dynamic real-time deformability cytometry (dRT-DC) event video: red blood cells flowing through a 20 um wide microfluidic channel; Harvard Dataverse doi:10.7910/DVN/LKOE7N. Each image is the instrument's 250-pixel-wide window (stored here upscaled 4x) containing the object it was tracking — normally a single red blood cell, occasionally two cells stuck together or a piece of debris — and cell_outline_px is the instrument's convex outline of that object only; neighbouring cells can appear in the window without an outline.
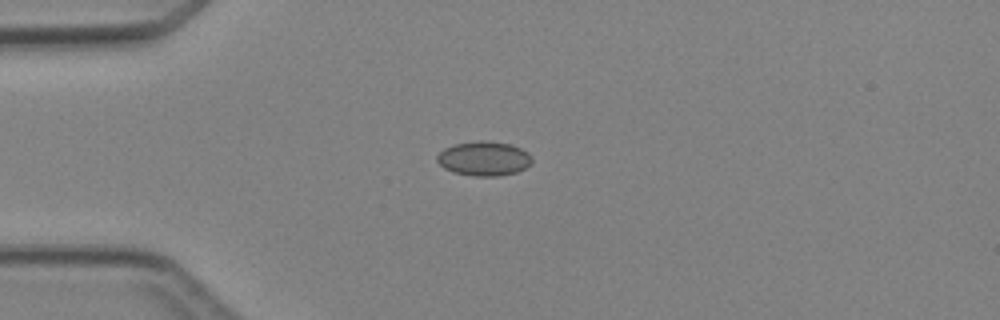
{"species": "Egyptian fruit bat (a non-hibernating species)", "species_latin": "Rousettus aegyptiacus", "temperature_condition": "cold", "stored_images_in_passage": 4, "camera_frame_rate_fps": 3000, "um_per_image_px": 0.085, "animal": {"sex": "female"}, "frame": {"image": 1, "passage_image": 3, "time_ms": 3.0, "image_size_px": [1000, 320], "cell_outline_px": [[532, 164], [516, 172], [500, 176], [476, 176], [452, 172], [444, 168], [436, 160], [436, 156], [444, 148], [456, 144], [480, 140], [488, 140], [512, 144], [528, 152], [532, 156]], "centroid_in_image_um": [41.15, 13.47], "position_along_channel_um": 43.8, "area_um2": 19.19}}
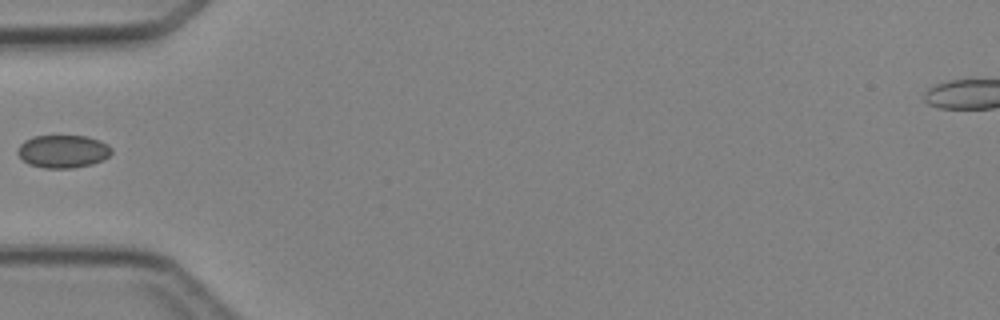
{"frame": {"image": 2, "passage_image": 4, "time_ms": 4.333, "image_size_px": [1000, 320], "cell_outline_px": [[112, 152], [104, 160], [92, 164], [72, 168], [44, 168], [28, 164], [16, 152], [20, 144], [24, 140], [32, 136], [88, 136], [100, 140], [108, 144], [112, 148]], "centroid_in_image_um": [5.37, 12.86], "position_along_channel_um": 79.6, "area_um2": 18.15}}